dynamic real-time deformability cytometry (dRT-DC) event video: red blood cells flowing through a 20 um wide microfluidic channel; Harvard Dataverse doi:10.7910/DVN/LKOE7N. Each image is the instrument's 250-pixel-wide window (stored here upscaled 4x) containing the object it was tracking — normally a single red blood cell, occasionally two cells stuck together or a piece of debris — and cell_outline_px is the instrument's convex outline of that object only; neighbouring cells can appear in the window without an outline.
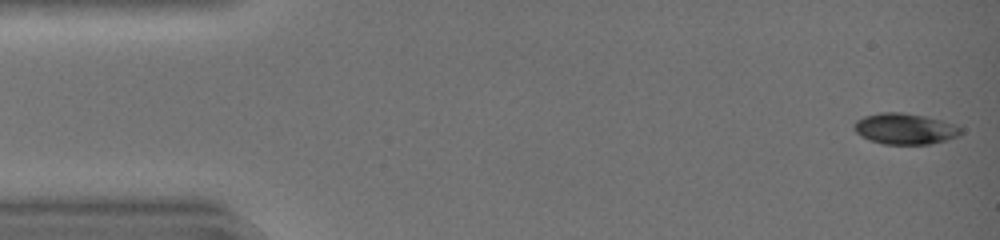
{"species": "common noctule bat (a hibernating species)", "species_latin": "Nyctalus noctula", "temperature_condition": "warm", "stored_images_in_passage": 43, "camera_frame_rate_fps": 3000, "um_per_image_px": 0.085, "animal": {"sex": "female", "body_mass_g": 19.0, "forearm_length_mm": 51.5}, "frame": {"image": 1, "passage_image": 1, "time_ms": 0.0, "image_size_px": [1000, 240], "cell_outline_px": [[960, 136], [928, 144], [884, 144], [860, 136], [856, 132], [852, 124], [856, 120], [864, 116], [880, 112], [900, 112], [924, 116], [940, 120], [952, 124], [960, 128]], "centroid_in_image_um": [76.86, 10.94], "position_along_channel_um": 8.1, "area_um2": 19.02}}
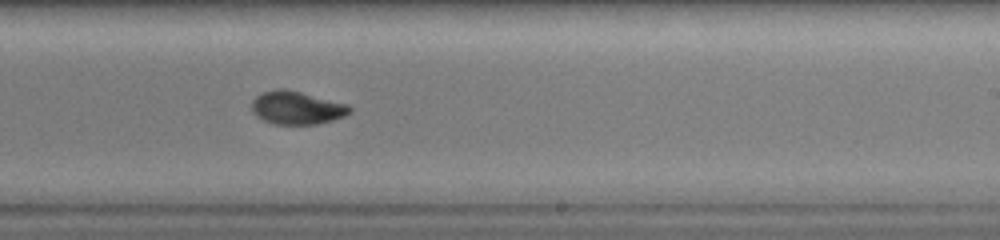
{"frame": {"image": 2, "passage_image": 27, "time_ms": 8.667, "image_size_px": [1000, 240], "cell_outline_px": [[352, 112], [344, 116], [332, 120], [316, 124], [276, 124], [264, 120], [256, 116], [252, 112], [252, 100], [260, 92], [276, 88], [284, 88], [348, 104], [352, 108]], "centroid_in_image_um": [25.21, 9.15], "position_along_channel_um": 263.8, "area_um2": 18.96}}
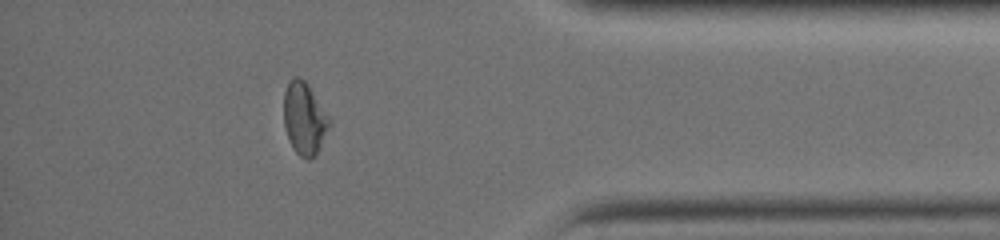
{"frame": {"image": 3, "passage_image": 38, "time_ms": 12.333, "image_size_px": [1000, 240], "cell_outline_px": [[332, 124], [316, 152], [308, 160], [300, 156], [292, 148], [284, 124], [284, 92], [288, 80], [292, 76], [296, 76], [304, 80], [308, 84], [332, 120]], "centroid_in_image_um": [25.88, 10.03], "position_along_channel_um": 409.3, "area_um2": 19.25}, "authors_computed_cell_mechanics": {"area_um2": 19.3052, "velocity_mm_per_s": 4.4327, "shape_relaxation_time_tau1_ms": 7.1633, "shape_relaxation_time_tau2_ms": 1.1666, "deformation_change_tau1": 0.2497, "deformation_change_tau2": 0.0332}}